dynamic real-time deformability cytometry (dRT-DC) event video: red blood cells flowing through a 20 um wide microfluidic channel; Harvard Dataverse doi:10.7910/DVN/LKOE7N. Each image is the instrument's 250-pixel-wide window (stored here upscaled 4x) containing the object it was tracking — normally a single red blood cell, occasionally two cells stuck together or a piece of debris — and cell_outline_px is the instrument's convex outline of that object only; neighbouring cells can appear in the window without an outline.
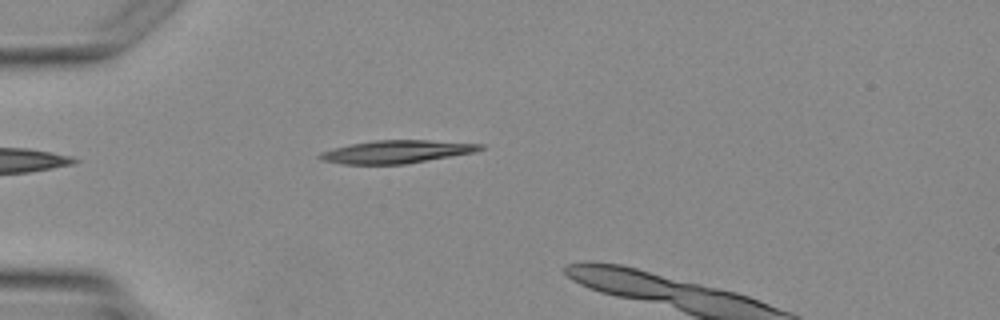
{"species": "Egyptian fruit bat (a non-hibernating species)", "species_latin": "Rousettus aegyptiacus", "temperature_condition": "warm", "stored_images_in_passage": 3, "camera_frame_rate_fps": 3000, "um_per_image_px": 0.085, "animal": {"sex": "female"}, "frame": {"image": 1, "passage_image": 2, "time_ms": 1.333, "image_size_px": [1000, 320], "cell_outline_px": [[484, 148], [476, 152], [404, 164], [344, 164], [324, 160], [316, 156], [320, 152], [332, 148], [352, 144], [376, 140], [428, 140], [484, 144]], "centroid_in_image_um": [33.72, 12.89], "position_along_channel_um": 51.3, "area_um2": 21.27}}